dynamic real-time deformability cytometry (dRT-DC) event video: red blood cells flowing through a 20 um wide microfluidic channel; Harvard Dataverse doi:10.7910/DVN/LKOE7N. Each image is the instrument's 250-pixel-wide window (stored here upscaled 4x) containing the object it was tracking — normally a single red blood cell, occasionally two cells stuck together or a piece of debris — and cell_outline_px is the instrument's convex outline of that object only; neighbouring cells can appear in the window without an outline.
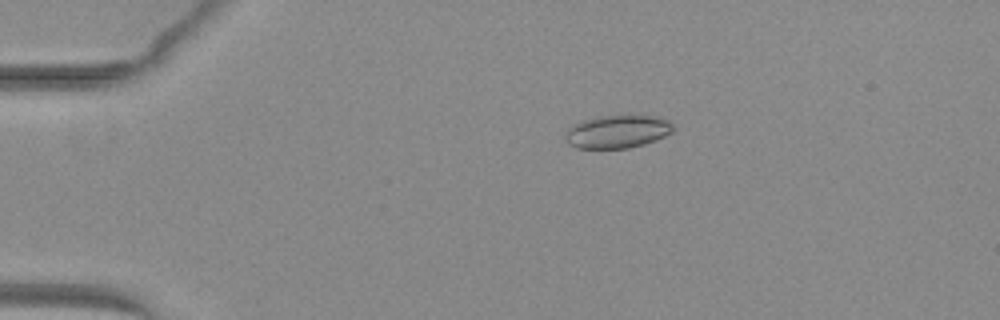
{"species": "common noctule bat (a hibernating species)", "species_latin": "Nyctalus noctula", "temperature_condition": "warm", "stored_images_in_passage": 53, "camera_frame_rate_fps": 3000, "um_per_image_px": 0.085, "animal": {"sex": "female", "body_mass_g": 29.2, "forearm_length_mm": 56.3}, "frame": {"image": 1, "passage_image": 12, "time_ms": 3.667, "image_size_px": [1000, 320], "cell_outline_px": [[672, 132], [656, 140], [644, 144], [628, 148], [576, 148], [568, 144], [568, 128], [572, 124], [584, 120], [600, 116], [652, 116], [668, 120], [672, 124]], "centroid_in_image_um": [52.48, 11.19], "position_along_channel_um": 32.5, "area_um2": 20.35}}
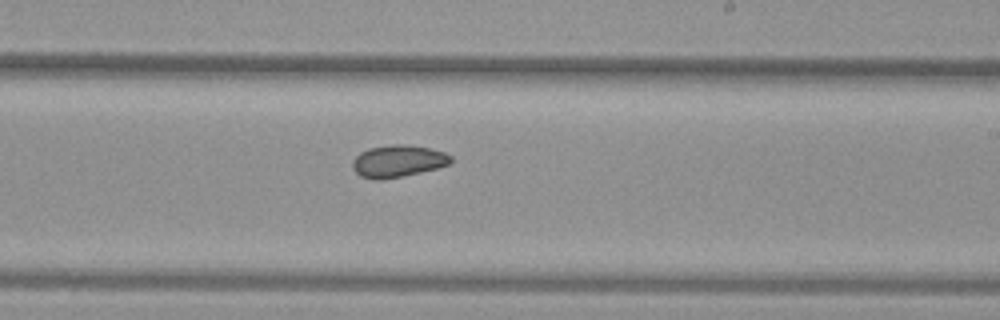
{"frame": {"image": 2, "passage_image": 33, "time_ms": 10.667, "image_size_px": [1000, 320], "cell_outline_px": [[452, 160], [448, 164], [436, 168], [420, 172], [380, 180], [372, 180], [360, 176], [352, 168], [352, 160], [360, 152], [368, 148], [392, 144], [404, 144], [432, 148], [444, 152], [452, 156]], "centroid_in_image_um": [33.79, 13.68], "position_along_channel_um": 255.2, "area_um2": 18.44}}
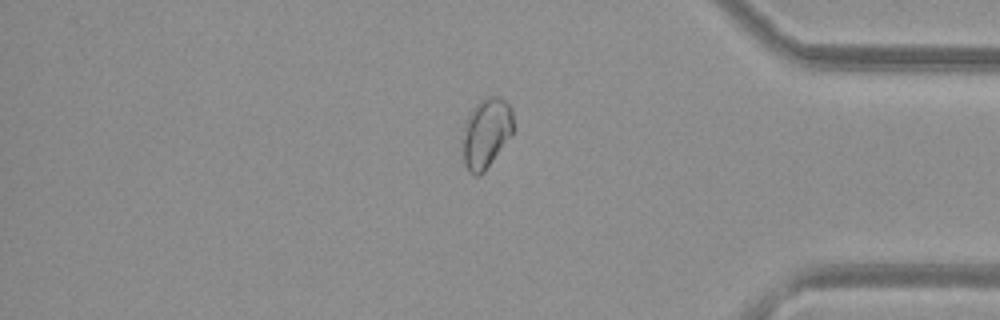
{"frame": {"image": 3, "passage_image": 45, "time_ms": 14.667, "image_size_px": [1000, 320], "cell_outline_px": [[512, 132], [484, 172], [480, 176], [476, 176], [468, 172], [464, 164], [460, 148], [460, 140], [464, 124], [472, 108], [484, 96], [496, 96], [504, 100], [512, 108]], "centroid_in_image_um": [41.24, 11.32], "position_along_channel_um": 394.0, "area_um2": 20.92}, "authors_computed_cell_mechanics": {"area_um2": 20.1144, "velocity_mm_per_s": 4.0385, "shape_relaxation_time_tau1_ms": 10.8507, "shape_relaxation_time_tau2_ms": 4.0647, "deformation_change_tau1": 0.0921, "deformation_change_tau2": 0.0804}}